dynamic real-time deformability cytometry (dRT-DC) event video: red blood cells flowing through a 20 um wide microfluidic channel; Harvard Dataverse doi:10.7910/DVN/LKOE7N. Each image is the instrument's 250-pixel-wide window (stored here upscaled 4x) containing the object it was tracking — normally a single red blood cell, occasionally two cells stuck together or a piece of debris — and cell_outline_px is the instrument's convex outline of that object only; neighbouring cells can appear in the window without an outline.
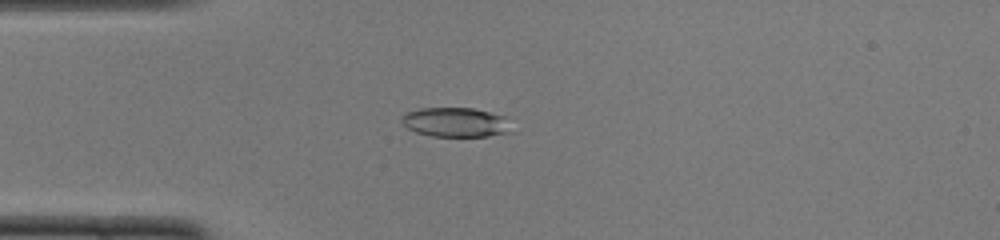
{"species": "common noctule bat (a hibernating species)", "species_latin": "Nyctalus noctula", "temperature_condition": "cold", "stored_images_in_passage": 50, "camera_frame_rate_fps": 3000, "um_per_image_px": 0.085, "animal": {"sex": "female", "body_mass_g": 22.0, "forearm_length_mm": 56.7}, "frame": {"image": 1, "passage_image": 13, "time_ms": 4.0, "image_size_px": [1000, 240], "cell_outline_px": [[512, 132], [488, 136], [432, 136], [416, 132], [408, 128], [400, 120], [400, 116], [408, 112], [420, 108], [472, 108], [504, 116]], "centroid_in_image_um": [38.7, 10.39], "position_along_channel_um": 46.3, "area_um2": 18.67}}
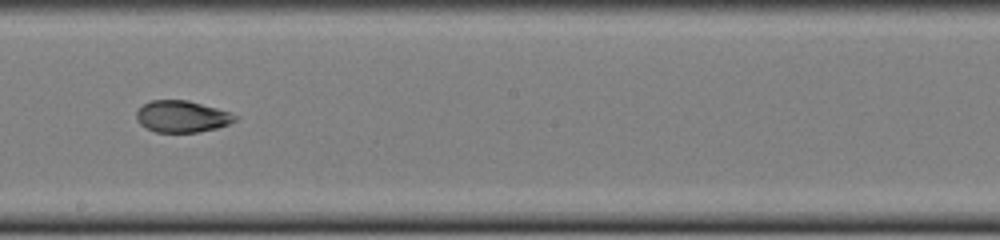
{"frame": {"image": 2, "passage_image": 28, "time_ms": 9.0, "image_size_px": [1000, 240], "cell_outline_px": [[240, 116], [236, 120], [228, 124], [216, 128], [196, 132], [156, 132], [144, 128], [136, 120], [136, 112], [144, 104], [152, 100], [188, 100], [216, 108]], "centroid_in_image_um": [15.44, 9.9], "position_along_channel_um": 232.8, "area_um2": 18.15}}
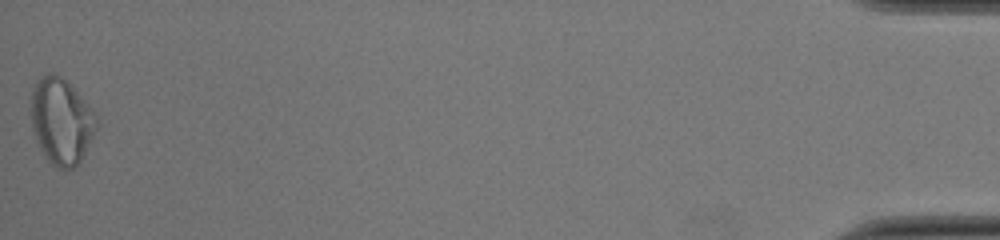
{"frame": {"image": 3, "passage_image": 50, "time_ms": 16.333, "image_size_px": [1000, 240], "cell_outline_px": [[100, 124], [80, 160], [72, 168], [56, 168], [44, 156], [36, 140], [32, 128], [32, 88], [48, 72], [56, 72], [80, 96], [92, 112]], "centroid_in_image_um": [5.2, 10.32], "position_along_channel_um": 430.0, "area_um2": 32.08}, "authors_computed_cell_mechanics": {"area_um2": 19.7965, "velocity_mm_per_s": 3.9997, "shape_relaxation_time_tau1_ms": null, "shape_relaxation_time_tau2_ms": 0.9999, "deformation_change_tau1": null, "deformation_change_tau2": 0.0496}}